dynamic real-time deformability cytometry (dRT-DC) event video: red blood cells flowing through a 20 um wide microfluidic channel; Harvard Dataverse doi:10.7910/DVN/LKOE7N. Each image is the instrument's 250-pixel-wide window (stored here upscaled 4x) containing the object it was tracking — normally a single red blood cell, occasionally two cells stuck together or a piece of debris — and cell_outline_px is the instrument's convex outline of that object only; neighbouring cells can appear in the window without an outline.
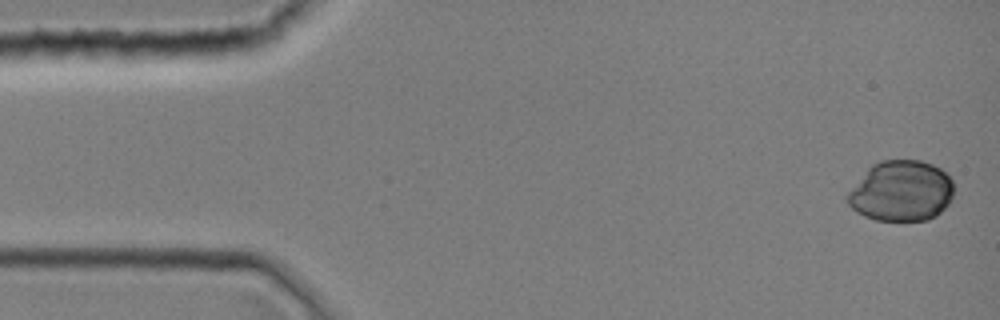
{"species": "common noctule bat (a hibernating species)", "species_latin": "Nyctalus noctula", "temperature_condition": "room temperature", "stored_images_in_passage": 13, "camera_frame_rate_fps": 3000, "um_per_image_px": 0.085, "animal": {"sex": "female", "body_mass_g": 19.0, "forearm_length_mm": 51.5}, "frame": {"image": 1, "passage_image": 1, "time_ms": 0.0, "image_size_px": [1000, 320], "cell_outline_px": [[952, 200], [936, 216], [928, 220], [876, 220], [864, 216], [856, 212], [844, 200], [844, 196], [868, 168], [872, 164], [880, 160], [920, 160], [932, 164], [940, 168], [952, 180]], "centroid_in_image_um": [76.57, 16.24], "position_along_channel_um": 8.4, "area_um2": 37.74}}
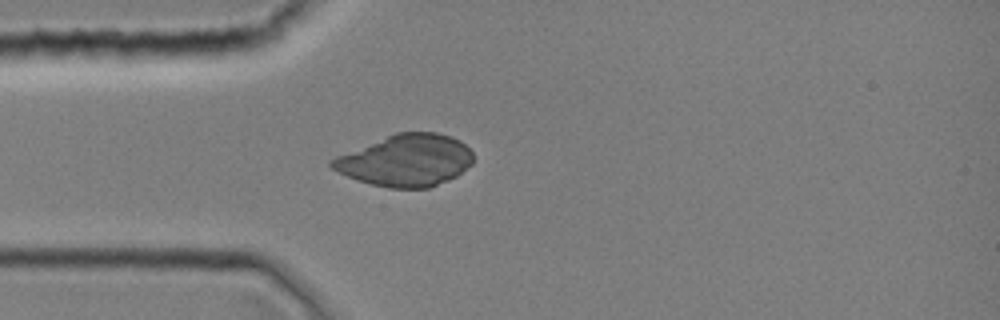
{"frame": {"image": 2, "passage_image": 10, "time_ms": 3.0, "image_size_px": [1000, 320], "cell_outline_px": [[472, 164], [456, 176], [448, 180], [428, 188], [388, 188], [372, 184], [348, 176], [332, 168], [328, 164], [328, 160], [336, 156], [396, 132], [436, 132], [452, 136], [460, 140], [472, 152]], "centroid_in_image_um": [34.5, 13.63], "position_along_channel_um": 50.5, "area_um2": 42.43}}